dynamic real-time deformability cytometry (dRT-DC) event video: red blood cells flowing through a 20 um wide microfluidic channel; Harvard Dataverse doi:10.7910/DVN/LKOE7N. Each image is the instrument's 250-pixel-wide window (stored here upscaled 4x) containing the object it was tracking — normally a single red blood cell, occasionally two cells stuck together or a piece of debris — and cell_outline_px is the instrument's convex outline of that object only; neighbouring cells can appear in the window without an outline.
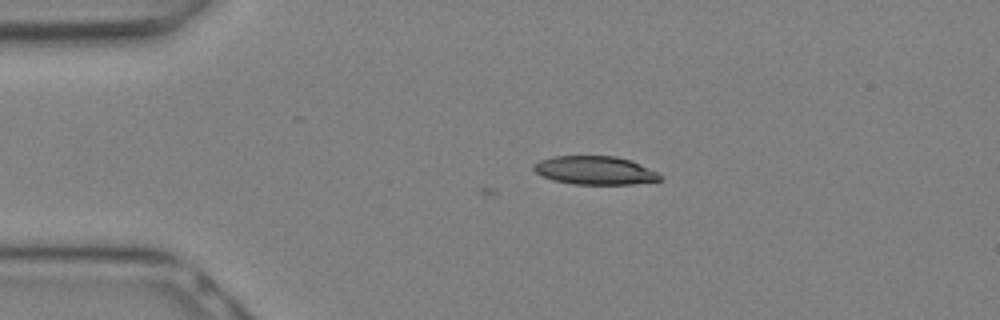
{"species": "Egyptian fruit bat (a non-hibernating species)", "species_latin": "Rousettus aegyptiacus", "temperature_condition": "warm", "stored_images_in_passage": 4, "camera_frame_rate_fps": 3000, "um_per_image_px": 0.085, "animal": {"sex": "female"}, "frame": {"image": 1, "passage_image": 1, "time_ms": 0.0, "image_size_px": [1000, 320], "cell_outline_px": [[664, 180], [632, 184], [572, 184], [552, 180], [536, 172], [532, 168], [532, 164], [540, 160], [552, 156], [616, 156], [632, 160], [664, 176]], "centroid_in_image_um": [50.58, 14.48], "position_along_channel_um": 34.4, "area_um2": 21.1}}